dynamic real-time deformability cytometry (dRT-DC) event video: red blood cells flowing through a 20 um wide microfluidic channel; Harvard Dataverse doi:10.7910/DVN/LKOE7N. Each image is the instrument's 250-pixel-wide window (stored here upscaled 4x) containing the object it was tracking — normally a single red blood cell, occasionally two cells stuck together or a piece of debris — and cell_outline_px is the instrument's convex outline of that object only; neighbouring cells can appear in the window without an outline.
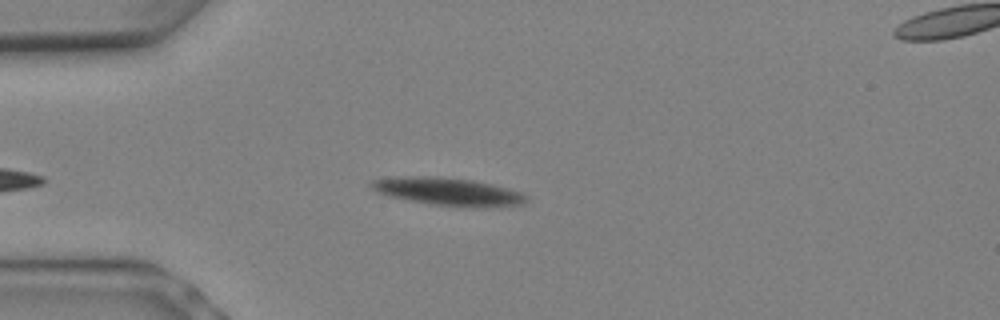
{"species": "Egyptian fruit bat (a non-hibernating species)", "species_latin": "Rousettus aegyptiacus", "temperature_condition": "warm", "stored_images_in_passage": 5, "camera_frame_rate_fps": 3000, "um_per_image_px": 0.085, "animal": {"sex": "female"}, "frame": {"image": 1, "passage_image": 3, "time_ms": 0.667, "image_size_px": [1000, 320], "cell_outline_px": [[528, 200], [524, 204], [484, 208], [436, 204], [388, 196], [376, 192], [368, 184], [368, 180], [392, 176], [440, 176], [472, 180], [492, 184], [520, 192], [528, 196]], "centroid_in_image_um": [38.05, 16.26], "position_along_channel_um": 46.9, "area_um2": 25.26}}
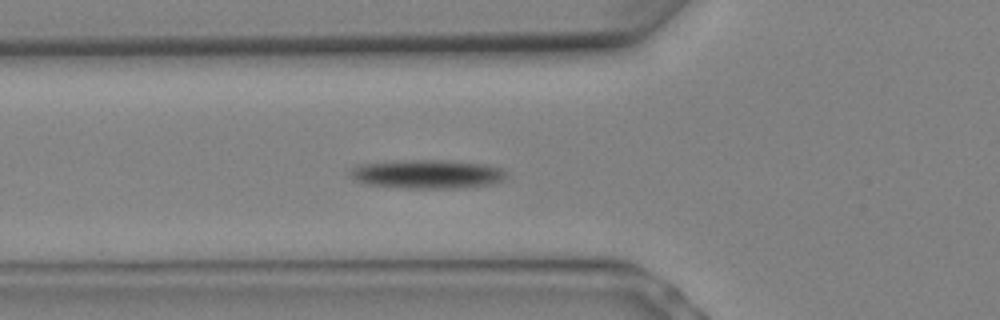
{"frame": {"image": 2, "passage_image": 5, "time_ms": 1.333, "image_size_px": [1000, 320], "cell_outline_px": [[508, 176], [504, 180], [492, 184], [468, 188], [408, 188], [368, 184], [356, 180], [348, 176], [348, 168], [356, 164], [392, 160], [448, 160], [488, 164], [504, 168], [508, 172]], "centroid_in_image_um": [36.34, 14.78], "position_along_channel_um": 89.5, "area_um2": 27.11}}